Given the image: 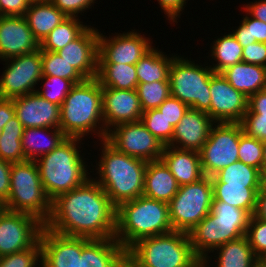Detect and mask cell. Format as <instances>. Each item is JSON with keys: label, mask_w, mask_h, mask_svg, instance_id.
Instances as JSON below:
<instances>
[{"label": "cell", "mask_w": 266, "mask_h": 267, "mask_svg": "<svg viewBox=\"0 0 266 267\" xmlns=\"http://www.w3.org/2000/svg\"><path fill=\"white\" fill-rule=\"evenodd\" d=\"M32 1H50V0H32Z\"/></svg>", "instance_id": "94428289"}, {"label": "cell", "mask_w": 266, "mask_h": 267, "mask_svg": "<svg viewBox=\"0 0 266 267\" xmlns=\"http://www.w3.org/2000/svg\"><path fill=\"white\" fill-rule=\"evenodd\" d=\"M24 127L16 116L3 127L0 138V158L11 163L26 161L22 150Z\"/></svg>", "instance_id": "8d00e7d4"}, {"label": "cell", "mask_w": 266, "mask_h": 267, "mask_svg": "<svg viewBox=\"0 0 266 267\" xmlns=\"http://www.w3.org/2000/svg\"><path fill=\"white\" fill-rule=\"evenodd\" d=\"M3 61L6 69L0 77V98L12 99L37 91L35 86L43 76L40 48Z\"/></svg>", "instance_id": "7c38bea8"}, {"label": "cell", "mask_w": 266, "mask_h": 267, "mask_svg": "<svg viewBox=\"0 0 266 267\" xmlns=\"http://www.w3.org/2000/svg\"><path fill=\"white\" fill-rule=\"evenodd\" d=\"M24 18L34 38L40 44L67 16L50 1H32L30 7L25 12Z\"/></svg>", "instance_id": "83f0119b"}, {"label": "cell", "mask_w": 266, "mask_h": 267, "mask_svg": "<svg viewBox=\"0 0 266 267\" xmlns=\"http://www.w3.org/2000/svg\"><path fill=\"white\" fill-rule=\"evenodd\" d=\"M102 103L106 132L116 125L141 120L143 110L136 89L119 90L102 87Z\"/></svg>", "instance_id": "ac0fdd59"}, {"label": "cell", "mask_w": 266, "mask_h": 267, "mask_svg": "<svg viewBox=\"0 0 266 267\" xmlns=\"http://www.w3.org/2000/svg\"><path fill=\"white\" fill-rule=\"evenodd\" d=\"M11 162L0 158V201L5 203L10 193Z\"/></svg>", "instance_id": "816d5d0a"}, {"label": "cell", "mask_w": 266, "mask_h": 267, "mask_svg": "<svg viewBox=\"0 0 266 267\" xmlns=\"http://www.w3.org/2000/svg\"><path fill=\"white\" fill-rule=\"evenodd\" d=\"M88 27L83 25L79 17H67L41 41L40 49L57 52L78 38Z\"/></svg>", "instance_id": "d590c367"}, {"label": "cell", "mask_w": 266, "mask_h": 267, "mask_svg": "<svg viewBox=\"0 0 266 267\" xmlns=\"http://www.w3.org/2000/svg\"><path fill=\"white\" fill-rule=\"evenodd\" d=\"M140 121L164 146L171 142L174 127L168 123L166 118L157 108L143 112Z\"/></svg>", "instance_id": "60d3db41"}, {"label": "cell", "mask_w": 266, "mask_h": 267, "mask_svg": "<svg viewBox=\"0 0 266 267\" xmlns=\"http://www.w3.org/2000/svg\"><path fill=\"white\" fill-rule=\"evenodd\" d=\"M250 217L245 210L213 200L211 212L188 232L193 250L203 267L211 265L213 256H208V253L246 235Z\"/></svg>", "instance_id": "277c9868"}, {"label": "cell", "mask_w": 266, "mask_h": 267, "mask_svg": "<svg viewBox=\"0 0 266 267\" xmlns=\"http://www.w3.org/2000/svg\"><path fill=\"white\" fill-rule=\"evenodd\" d=\"M83 139L67 137L58 147L36 160L41 183L53 201L59 195L83 185L90 177L81 153ZM80 147H79V146Z\"/></svg>", "instance_id": "5b68a950"}, {"label": "cell", "mask_w": 266, "mask_h": 267, "mask_svg": "<svg viewBox=\"0 0 266 267\" xmlns=\"http://www.w3.org/2000/svg\"><path fill=\"white\" fill-rule=\"evenodd\" d=\"M173 231L169 205L141 195L116 208L115 239L127 251L141 239Z\"/></svg>", "instance_id": "8992f818"}, {"label": "cell", "mask_w": 266, "mask_h": 267, "mask_svg": "<svg viewBox=\"0 0 266 267\" xmlns=\"http://www.w3.org/2000/svg\"><path fill=\"white\" fill-rule=\"evenodd\" d=\"M43 226L35 216L4 209L0 213V257L31 248Z\"/></svg>", "instance_id": "5bb4252c"}, {"label": "cell", "mask_w": 266, "mask_h": 267, "mask_svg": "<svg viewBox=\"0 0 266 267\" xmlns=\"http://www.w3.org/2000/svg\"><path fill=\"white\" fill-rule=\"evenodd\" d=\"M131 30L109 37L99 30L98 63L135 65L153 47L151 38L145 37L135 29Z\"/></svg>", "instance_id": "9a60e30c"}, {"label": "cell", "mask_w": 266, "mask_h": 267, "mask_svg": "<svg viewBox=\"0 0 266 267\" xmlns=\"http://www.w3.org/2000/svg\"><path fill=\"white\" fill-rule=\"evenodd\" d=\"M190 107L177 98L169 96L157 109L163 114L168 123L175 127Z\"/></svg>", "instance_id": "bcb514c9"}, {"label": "cell", "mask_w": 266, "mask_h": 267, "mask_svg": "<svg viewBox=\"0 0 266 267\" xmlns=\"http://www.w3.org/2000/svg\"><path fill=\"white\" fill-rule=\"evenodd\" d=\"M259 260L266 266V253Z\"/></svg>", "instance_id": "680465c9"}, {"label": "cell", "mask_w": 266, "mask_h": 267, "mask_svg": "<svg viewBox=\"0 0 266 267\" xmlns=\"http://www.w3.org/2000/svg\"><path fill=\"white\" fill-rule=\"evenodd\" d=\"M210 60H214L216 63L209 66L216 73H221L226 68L243 62L242 60V45L237 41V39L232 35V33L223 34L219 38L213 41L212 47L210 46Z\"/></svg>", "instance_id": "836d02e7"}, {"label": "cell", "mask_w": 266, "mask_h": 267, "mask_svg": "<svg viewBox=\"0 0 266 267\" xmlns=\"http://www.w3.org/2000/svg\"><path fill=\"white\" fill-rule=\"evenodd\" d=\"M100 142V160L91 164L97 170L93 179L117 208L143 194L147 162L117 151L105 139Z\"/></svg>", "instance_id": "7a4b0ae2"}, {"label": "cell", "mask_w": 266, "mask_h": 267, "mask_svg": "<svg viewBox=\"0 0 266 267\" xmlns=\"http://www.w3.org/2000/svg\"><path fill=\"white\" fill-rule=\"evenodd\" d=\"M211 177L179 186L178 192L168 203L171 226L175 231L188 233L210 212L213 203Z\"/></svg>", "instance_id": "30bf717a"}, {"label": "cell", "mask_w": 266, "mask_h": 267, "mask_svg": "<svg viewBox=\"0 0 266 267\" xmlns=\"http://www.w3.org/2000/svg\"><path fill=\"white\" fill-rule=\"evenodd\" d=\"M213 73L209 65L176 54L169 70L170 95L210 116V78Z\"/></svg>", "instance_id": "9c48e42d"}, {"label": "cell", "mask_w": 266, "mask_h": 267, "mask_svg": "<svg viewBox=\"0 0 266 267\" xmlns=\"http://www.w3.org/2000/svg\"><path fill=\"white\" fill-rule=\"evenodd\" d=\"M213 200L247 211L251 216L256 208L257 194L263 186H236L227 183H212Z\"/></svg>", "instance_id": "4dcf8cb0"}, {"label": "cell", "mask_w": 266, "mask_h": 267, "mask_svg": "<svg viewBox=\"0 0 266 267\" xmlns=\"http://www.w3.org/2000/svg\"><path fill=\"white\" fill-rule=\"evenodd\" d=\"M152 47L135 64L139 83L169 81V70L175 54L167 56L163 51Z\"/></svg>", "instance_id": "f546056e"}, {"label": "cell", "mask_w": 266, "mask_h": 267, "mask_svg": "<svg viewBox=\"0 0 266 267\" xmlns=\"http://www.w3.org/2000/svg\"><path fill=\"white\" fill-rule=\"evenodd\" d=\"M66 138L60 128H24L21 142L25 159L36 161L53 151Z\"/></svg>", "instance_id": "484cf974"}, {"label": "cell", "mask_w": 266, "mask_h": 267, "mask_svg": "<svg viewBox=\"0 0 266 267\" xmlns=\"http://www.w3.org/2000/svg\"><path fill=\"white\" fill-rule=\"evenodd\" d=\"M102 104V87L97 78L75 84L60 106L59 128L69 138L84 139L94 133L98 140L106 139Z\"/></svg>", "instance_id": "3957f363"}, {"label": "cell", "mask_w": 266, "mask_h": 267, "mask_svg": "<svg viewBox=\"0 0 266 267\" xmlns=\"http://www.w3.org/2000/svg\"><path fill=\"white\" fill-rule=\"evenodd\" d=\"M262 176L266 179V141L263 142Z\"/></svg>", "instance_id": "9f6ffc18"}, {"label": "cell", "mask_w": 266, "mask_h": 267, "mask_svg": "<svg viewBox=\"0 0 266 267\" xmlns=\"http://www.w3.org/2000/svg\"><path fill=\"white\" fill-rule=\"evenodd\" d=\"M188 233H169L144 238L127 250V267H199Z\"/></svg>", "instance_id": "52a82bcc"}, {"label": "cell", "mask_w": 266, "mask_h": 267, "mask_svg": "<svg viewBox=\"0 0 266 267\" xmlns=\"http://www.w3.org/2000/svg\"><path fill=\"white\" fill-rule=\"evenodd\" d=\"M212 183L236 186H264L266 179L259 169L236 161L211 177Z\"/></svg>", "instance_id": "e575fe53"}, {"label": "cell", "mask_w": 266, "mask_h": 267, "mask_svg": "<svg viewBox=\"0 0 266 267\" xmlns=\"http://www.w3.org/2000/svg\"><path fill=\"white\" fill-rule=\"evenodd\" d=\"M241 9L247 12L251 17L266 23V0H256L254 3L250 2L244 4Z\"/></svg>", "instance_id": "f5cc1de1"}, {"label": "cell", "mask_w": 266, "mask_h": 267, "mask_svg": "<svg viewBox=\"0 0 266 267\" xmlns=\"http://www.w3.org/2000/svg\"><path fill=\"white\" fill-rule=\"evenodd\" d=\"M214 123L207 113L189 108L174 127L172 140L168 146L200 152Z\"/></svg>", "instance_id": "7402d4cb"}, {"label": "cell", "mask_w": 266, "mask_h": 267, "mask_svg": "<svg viewBox=\"0 0 266 267\" xmlns=\"http://www.w3.org/2000/svg\"><path fill=\"white\" fill-rule=\"evenodd\" d=\"M80 267H127V251L115 238L82 237Z\"/></svg>", "instance_id": "603a6c76"}, {"label": "cell", "mask_w": 266, "mask_h": 267, "mask_svg": "<svg viewBox=\"0 0 266 267\" xmlns=\"http://www.w3.org/2000/svg\"><path fill=\"white\" fill-rule=\"evenodd\" d=\"M226 80L247 97L266 89V67L240 62L221 72Z\"/></svg>", "instance_id": "4316f807"}, {"label": "cell", "mask_w": 266, "mask_h": 267, "mask_svg": "<svg viewBox=\"0 0 266 267\" xmlns=\"http://www.w3.org/2000/svg\"><path fill=\"white\" fill-rule=\"evenodd\" d=\"M99 29L89 27L75 40L57 53L72 65L85 79H93L98 74Z\"/></svg>", "instance_id": "d6986e66"}, {"label": "cell", "mask_w": 266, "mask_h": 267, "mask_svg": "<svg viewBox=\"0 0 266 267\" xmlns=\"http://www.w3.org/2000/svg\"><path fill=\"white\" fill-rule=\"evenodd\" d=\"M241 123H214L202 146L200 161L205 176L213 177L223 168L239 160Z\"/></svg>", "instance_id": "8fae6325"}, {"label": "cell", "mask_w": 266, "mask_h": 267, "mask_svg": "<svg viewBox=\"0 0 266 267\" xmlns=\"http://www.w3.org/2000/svg\"><path fill=\"white\" fill-rule=\"evenodd\" d=\"M32 0H0V16H24Z\"/></svg>", "instance_id": "681fc988"}, {"label": "cell", "mask_w": 266, "mask_h": 267, "mask_svg": "<svg viewBox=\"0 0 266 267\" xmlns=\"http://www.w3.org/2000/svg\"><path fill=\"white\" fill-rule=\"evenodd\" d=\"M161 160L175 177L179 186L196 182L205 176L199 152L176 149L166 145Z\"/></svg>", "instance_id": "cb8c5ba5"}, {"label": "cell", "mask_w": 266, "mask_h": 267, "mask_svg": "<svg viewBox=\"0 0 266 267\" xmlns=\"http://www.w3.org/2000/svg\"><path fill=\"white\" fill-rule=\"evenodd\" d=\"M96 0H50L67 17H77L85 10L91 9Z\"/></svg>", "instance_id": "7dc6e473"}, {"label": "cell", "mask_w": 266, "mask_h": 267, "mask_svg": "<svg viewBox=\"0 0 266 267\" xmlns=\"http://www.w3.org/2000/svg\"><path fill=\"white\" fill-rule=\"evenodd\" d=\"M43 76H58L71 80L74 84L81 83L85 78L57 52L41 50Z\"/></svg>", "instance_id": "74e56055"}, {"label": "cell", "mask_w": 266, "mask_h": 267, "mask_svg": "<svg viewBox=\"0 0 266 267\" xmlns=\"http://www.w3.org/2000/svg\"><path fill=\"white\" fill-rule=\"evenodd\" d=\"M15 116L12 99L0 98V138L5 124Z\"/></svg>", "instance_id": "db71d44e"}, {"label": "cell", "mask_w": 266, "mask_h": 267, "mask_svg": "<svg viewBox=\"0 0 266 267\" xmlns=\"http://www.w3.org/2000/svg\"><path fill=\"white\" fill-rule=\"evenodd\" d=\"M240 123L246 135L266 141V89L248 97V110Z\"/></svg>", "instance_id": "d6a6232c"}, {"label": "cell", "mask_w": 266, "mask_h": 267, "mask_svg": "<svg viewBox=\"0 0 266 267\" xmlns=\"http://www.w3.org/2000/svg\"><path fill=\"white\" fill-rule=\"evenodd\" d=\"M136 90L143 112L158 108L171 96L169 81L138 83Z\"/></svg>", "instance_id": "f35d334b"}, {"label": "cell", "mask_w": 266, "mask_h": 267, "mask_svg": "<svg viewBox=\"0 0 266 267\" xmlns=\"http://www.w3.org/2000/svg\"><path fill=\"white\" fill-rule=\"evenodd\" d=\"M40 48L24 16H0V59L31 53Z\"/></svg>", "instance_id": "ffe728a7"}, {"label": "cell", "mask_w": 266, "mask_h": 267, "mask_svg": "<svg viewBox=\"0 0 266 267\" xmlns=\"http://www.w3.org/2000/svg\"><path fill=\"white\" fill-rule=\"evenodd\" d=\"M210 117L215 123H240L248 110V97L236 90L221 73L210 78Z\"/></svg>", "instance_id": "2e32d148"}, {"label": "cell", "mask_w": 266, "mask_h": 267, "mask_svg": "<svg viewBox=\"0 0 266 267\" xmlns=\"http://www.w3.org/2000/svg\"><path fill=\"white\" fill-rule=\"evenodd\" d=\"M39 241L41 267H80L82 237L64 236L43 226Z\"/></svg>", "instance_id": "e0dca14e"}, {"label": "cell", "mask_w": 266, "mask_h": 267, "mask_svg": "<svg viewBox=\"0 0 266 267\" xmlns=\"http://www.w3.org/2000/svg\"><path fill=\"white\" fill-rule=\"evenodd\" d=\"M96 78L101 87L119 90L136 89L139 83L136 68L133 64L98 63Z\"/></svg>", "instance_id": "1f68e13d"}, {"label": "cell", "mask_w": 266, "mask_h": 267, "mask_svg": "<svg viewBox=\"0 0 266 267\" xmlns=\"http://www.w3.org/2000/svg\"><path fill=\"white\" fill-rule=\"evenodd\" d=\"M238 158L244 164L261 171L263 160V142L243 133L239 139Z\"/></svg>", "instance_id": "7bdbcfd3"}, {"label": "cell", "mask_w": 266, "mask_h": 267, "mask_svg": "<svg viewBox=\"0 0 266 267\" xmlns=\"http://www.w3.org/2000/svg\"><path fill=\"white\" fill-rule=\"evenodd\" d=\"M43 89L36 92L44 99L61 106L71 88L75 85L71 80L58 76H42Z\"/></svg>", "instance_id": "b9f144b4"}, {"label": "cell", "mask_w": 266, "mask_h": 267, "mask_svg": "<svg viewBox=\"0 0 266 267\" xmlns=\"http://www.w3.org/2000/svg\"><path fill=\"white\" fill-rule=\"evenodd\" d=\"M37 266L41 267V243L39 240L31 248L25 251L0 257V267Z\"/></svg>", "instance_id": "ee69618b"}, {"label": "cell", "mask_w": 266, "mask_h": 267, "mask_svg": "<svg viewBox=\"0 0 266 267\" xmlns=\"http://www.w3.org/2000/svg\"><path fill=\"white\" fill-rule=\"evenodd\" d=\"M253 216L266 221V183L257 194L256 208Z\"/></svg>", "instance_id": "11a10c76"}, {"label": "cell", "mask_w": 266, "mask_h": 267, "mask_svg": "<svg viewBox=\"0 0 266 267\" xmlns=\"http://www.w3.org/2000/svg\"><path fill=\"white\" fill-rule=\"evenodd\" d=\"M4 208L28 213L43 224L49 220L52 201L43 188L36 161L26 160L11 164L10 193Z\"/></svg>", "instance_id": "ba28073f"}, {"label": "cell", "mask_w": 266, "mask_h": 267, "mask_svg": "<svg viewBox=\"0 0 266 267\" xmlns=\"http://www.w3.org/2000/svg\"><path fill=\"white\" fill-rule=\"evenodd\" d=\"M253 267H266L260 260Z\"/></svg>", "instance_id": "6f0895ef"}, {"label": "cell", "mask_w": 266, "mask_h": 267, "mask_svg": "<svg viewBox=\"0 0 266 267\" xmlns=\"http://www.w3.org/2000/svg\"><path fill=\"white\" fill-rule=\"evenodd\" d=\"M4 203L0 201V213L4 210Z\"/></svg>", "instance_id": "91938a15"}, {"label": "cell", "mask_w": 266, "mask_h": 267, "mask_svg": "<svg viewBox=\"0 0 266 267\" xmlns=\"http://www.w3.org/2000/svg\"><path fill=\"white\" fill-rule=\"evenodd\" d=\"M242 60L245 63L266 67V43L255 42L244 47Z\"/></svg>", "instance_id": "c3c4849f"}, {"label": "cell", "mask_w": 266, "mask_h": 267, "mask_svg": "<svg viewBox=\"0 0 266 267\" xmlns=\"http://www.w3.org/2000/svg\"><path fill=\"white\" fill-rule=\"evenodd\" d=\"M44 226L64 236L115 238L116 207L101 186L90 177L83 185L52 201V213Z\"/></svg>", "instance_id": "6da1fadb"}, {"label": "cell", "mask_w": 266, "mask_h": 267, "mask_svg": "<svg viewBox=\"0 0 266 267\" xmlns=\"http://www.w3.org/2000/svg\"><path fill=\"white\" fill-rule=\"evenodd\" d=\"M169 23H178L183 13V10L187 4V0H157ZM189 1V0H188ZM182 12V13H181ZM179 18V19H178Z\"/></svg>", "instance_id": "f907efd6"}, {"label": "cell", "mask_w": 266, "mask_h": 267, "mask_svg": "<svg viewBox=\"0 0 266 267\" xmlns=\"http://www.w3.org/2000/svg\"><path fill=\"white\" fill-rule=\"evenodd\" d=\"M246 237L255 256L260 259L266 253V221L250 217Z\"/></svg>", "instance_id": "f6af8a7d"}, {"label": "cell", "mask_w": 266, "mask_h": 267, "mask_svg": "<svg viewBox=\"0 0 266 267\" xmlns=\"http://www.w3.org/2000/svg\"><path fill=\"white\" fill-rule=\"evenodd\" d=\"M240 22L239 26L231 33L243 48L255 42L266 43L265 22L251 17L247 12Z\"/></svg>", "instance_id": "ab89813d"}, {"label": "cell", "mask_w": 266, "mask_h": 267, "mask_svg": "<svg viewBox=\"0 0 266 267\" xmlns=\"http://www.w3.org/2000/svg\"><path fill=\"white\" fill-rule=\"evenodd\" d=\"M178 189L177 180L161 159L147 162L142 195L168 204Z\"/></svg>", "instance_id": "d4e9b609"}, {"label": "cell", "mask_w": 266, "mask_h": 267, "mask_svg": "<svg viewBox=\"0 0 266 267\" xmlns=\"http://www.w3.org/2000/svg\"><path fill=\"white\" fill-rule=\"evenodd\" d=\"M213 252V263L216 264L214 267H253L259 260L246 235L221 245Z\"/></svg>", "instance_id": "f1b7e54d"}, {"label": "cell", "mask_w": 266, "mask_h": 267, "mask_svg": "<svg viewBox=\"0 0 266 267\" xmlns=\"http://www.w3.org/2000/svg\"><path fill=\"white\" fill-rule=\"evenodd\" d=\"M15 116L24 128H59L60 106L41 97L38 92L12 98Z\"/></svg>", "instance_id": "44dd1931"}, {"label": "cell", "mask_w": 266, "mask_h": 267, "mask_svg": "<svg viewBox=\"0 0 266 267\" xmlns=\"http://www.w3.org/2000/svg\"><path fill=\"white\" fill-rule=\"evenodd\" d=\"M105 140L117 151L146 162L160 160L164 149L141 121L116 125Z\"/></svg>", "instance_id": "4fadbf2b"}]
</instances>
